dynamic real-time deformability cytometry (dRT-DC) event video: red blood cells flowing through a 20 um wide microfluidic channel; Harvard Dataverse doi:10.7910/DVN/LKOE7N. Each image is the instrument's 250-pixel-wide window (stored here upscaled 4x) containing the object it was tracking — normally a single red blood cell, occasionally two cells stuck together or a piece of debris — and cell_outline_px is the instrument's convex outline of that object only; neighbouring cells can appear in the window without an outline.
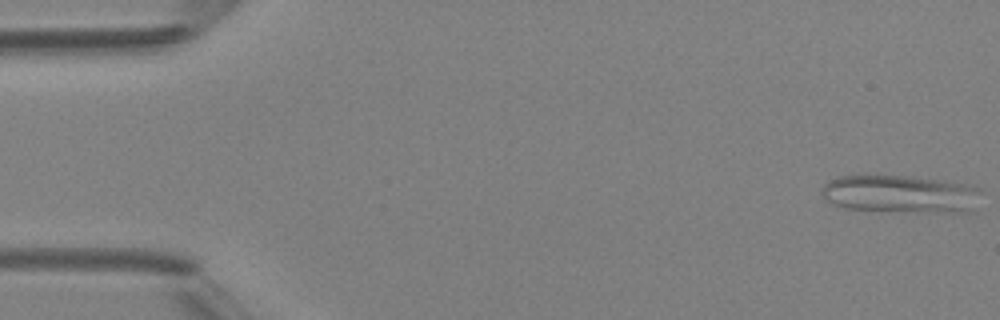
{"species": "Egyptian fruit bat (a non-hibernating species)", "species_latin": "Rousettus aegyptiacus", "temperature_condition": "room temperature", "stored_images_in_passage": 6, "camera_frame_rate_fps": 3000, "um_per_image_px": 0.085, "animal": {"sex": "female"}, "frame": {"image": 1, "passage_image": 1, "time_ms": 0.0, "image_size_px": [1000, 320], "cell_outline_px": [[980, 188], [968, 212], [916, 212], [844, 208], [832, 204], [824, 200], [820, 192], [820, 188], [828, 180], [840, 176], [876, 172], [912, 176], [944, 180], [972, 184]], "centroid_in_image_um": [76.39, 16.43], "position_along_channel_um": 8.6, "area_um2": 36.13}}